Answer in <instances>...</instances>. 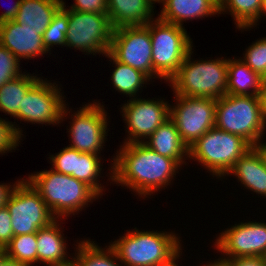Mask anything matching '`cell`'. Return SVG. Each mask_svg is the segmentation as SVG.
<instances>
[{
  "label": "cell",
  "mask_w": 266,
  "mask_h": 266,
  "mask_svg": "<svg viewBox=\"0 0 266 266\" xmlns=\"http://www.w3.org/2000/svg\"><path fill=\"white\" fill-rule=\"evenodd\" d=\"M62 8L68 13V30L65 46L99 56L106 55L111 48L114 28L108 14L79 12Z\"/></svg>",
  "instance_id": "cell-8"
},
{
  "label": "cell",
  "mask_w": 266,
  "mask_h": 266,
  "mask_svg": "<svg viewBox=\"0 0 266 266\" xmlns=\"http://www.w3.org/2000/svg\"><path fill=\"white\" fill-rule=\"evenodd\" d=\"M5 206L11 215L14 236L37 233L56 219L25 178L14 188Z\"/></svg>",
  "instance_id": "cell-10"
},
{
  "label": "cell",
  "mask_w": 266,
  "mask_h": 266,
  "mask_svg": "<svg viewBox=\"0 0 266 266\" xmlns=\"http://www.w3.org/2000/svg\"><path fill=\"white\" fill-rule=\"evenodd\" d=\"M192 50L168 81L174 94L216 100L226 95L228 59L218 57L191 61Z\"/></svg>",
  "instance_id": "cell-4"
},
{
  "label": "cell",
  "mask_w": 266,
  "mask_h": 266,
  "mask_svg": "<svg viewBox=\"0 0 266 266\" xmlns=\"http://www.w3.org/2000/svg\"><path fill=\"white\" fill-rule=\"evenodd\" d=\"M266 16V0H262V8H261V12H260V17L259 19L250 27L252 29V27L257 25V22H259L260 18Z\"/></svg>",
  "instance_id": "cell-46"
},
{
  "label": "cell",
  "mask_w": 266,
  "mask_h": 266,
  "mask_svg": "<svg viewBox=\"0 0 266 266\" xmlns=\"http://www.w3.org/2000/svg\"><path fill=\"white\" fill-rule=\"evenodd\" d=\"M22 179H19L13 183V185H10L11 183H0V208L5 207L6 203L8 202V199L10 198V195L12 194L14 188L17 186V184Z\"/></svg>",
  "instance_id": "cell-38"
},
{
  "label": "cell",
  "mask_w": 266,
  "mask_h": 266,
  "mask_svg": "<svg viewBox=\"0 0 266 266\" xmlns=\"http://www.w3.org/2000/svg\"><path fill=\"white\" fill-rule=\"evenodd\" d=\"M116 152L109 180L143 199L165 189L182 167L175 159L158 154L144 143L122 144Z\"/></svg>",
  "instance_id": "cell-1"
},
{
  "label": "cell",
  "mask_w": 266,
  "mask_h": 266,
  "mask_svg": "<svg viewBox=\"0 0 266 266\" xmlns=\"http://www.w3.org/2000/svg\"><path fill=\"white\" fill-rule=\"evenodd\" d=\"M152 3H154V5H155V3L157 2V3H161L163 0H150Z\"/></svg>",
  "instance_id": "cell-49"
},
{
  "label": "cell",
  "mask_w": 266,
  "mask_h": 266,
  "mask_svg": "<svg viewBox=\"0 0 266 266\" xmlns=\"http://www.w3.org/2000/svg\"><path fill=\"white\" fill-rule=\"evenodd\" d=\"M133 98L121 107L123 120L128 130L126 143H143L166 120L170 118V105L160 98L157 100Z\"/></svg>",
  "instance_id": "cell-14"
},
{
  "label": "cell",
  "mask_w": 266,
  "mask_h": 266,
  "mask_svg": "<svg viewBox=\"0 0 266 266\" xmlns=\"http://www.w3.org/2000/svg\"><path fill=\"white\" fill-rule=\"evenodd\" d=\"M263 259L265 260V262H266V251H265V253L263 254Z\"/></svg>",
  "instance_id": "cell-50"
},
{
  "label": "cell",
  "mask_w": 266,
  "mask_h": 266,
  "mask_svg": "<svg viewBox=\"0 0 266 266\" xmlns=\"http://www.w3.org/2000/svg\"><path fill=\"white\" fill-rule=\"evenodd\" d=\"M158 18L165 22L183 26V22L219 14L211 0H163Z\"/></svg>",
  "instance_id": "cell-19"
},
{
  "label": "cell",
  "mask_w": 266,
  "mask_h": 266,
  "mask_svg": "<svg viewBox=\"0 0 266 266\" xmlns=\"http://www.w3.org/2000/svg\"><path fill=\"white\" fill-rule=\"evenodd\" d=\"M5 248L7 257L10 259L27 266L37 263L36 233L14 236Z\"/></svg>",
  "instance_id": "cell-29"
},
{
  "label": "cell",
  "mask_w": 266,
  "mask_h": 266,
  "mask_svg": "<svg viewBox=\"0 0 266 266\" xmlns=\"http://www.w3.org/2000/svg\"><path fill=\"white\" fill-rule=\"evenodd\" d=\"M75 3L68 7L71 10L87 13L107 14V0H74Z\"/></svg>",
  "instance_id": "cell-35"
},
{
  "label": "cell",
  "mask_w": 266,
  "mask_h": 266,
  "mask_svg": "<svg viewBox=\"0 0 266 266\" xmlns=\"http://www.w3.org/2000/svg\"><path fill=\"white\" fill-rule=\"evenodd\" d=\"M261 8L262 0H227L219 14L229 12L239 30H248L259 19Z\"/></svg>",
  "instance_id": "cell-28"
},
{
  "label": "cell",
  "mask_w": 266,
  "mask_h": 266,
  "mask_svg": "<svg viewBox=\"0 0 266 266\" xmlns=\"http://www.w3.org/2000/svg\"><path fill=\"white\" fill-rule=\"evenodd\" d=\"M176 261L178 262L177 259H175L174 261H163L160 263L152 264L151 266H179L178 263H176Z\"/></svg>",
  "instance_id": "cell-45"
},
{
  "label": "cell",
  "mask_w": 266,
  "mask_h": 266,
  "mask_svg": "<svg viewBox=\"0 0 266 266\" xmlns=\"http://www.w3.org/2000/svg\"><path fill=\"white\" fill-rule=\"evenodd\" d=\"M67 30L68 13L61 7L43 33V45L48 53L51 52V47L54 45H57V47L60 45L61 48L62 46L65 47Z\"/></svg>",
  "instance_id": "cell-30"
},
{
  "label": "cell",
  "mask_w": 266,
  "mask_h": 266,
  "mask_svg": "<svg viewBox=\"0 0 266 266\" xmlns=\"http://www.w3.org/2000/svg\"><path fill=\"white\" fill-rule=\"evenodd\" d=\"M229 174L236 176L245 189L266 197V167L253 147L235 162Z\"/></svg>",
  "instance_id": "cell-22"
},
{
  "label": "cell",
  "mask_w": 266,
  "mask_h": 266,
  "mask_svg": "<svg viewBox=\"0 0 266 266\" xmlns=\"http://www.w3.org/2000/svg\"><path fill=\"white\" fill-rule=\"evenodd\" d=\"M63 2V0H21L14 21L23 28L39 30V34L43 35Z\"/></svg>",
  "instance_id": "cell-21"
},
{
  "label": "cell",
  "mask_w": 266,
  "mask_h": 266,
  "mask_svg": "<svg viewBox=\"0 0 266 266\" xmlns=\"http://www.w3.org/2000/svg\"><path fill=\"white\" fill-rule=\"evenodd\" d=\"M50 155V163H52V169L58 173L72 175L74 173L75 164V149L65 147L61 149L57 154Z\"/></svg>",
  "instance_id": "cell-34"
},
{
  "label": "cell",
  "mask_w": 266,
  "mask_h": 266,
  "mask_svg": "<svg viewBox=\"0 0 266 266\" xmlns=\"http://www.w3.org/2000/svg\"><path fill=\"white\" fill-rule=\"evenodd\" d=\"M202 266H231L226 260L224 259H216L214 261L208 262Z\"/></svg>",
  "instance_id": "cell-42"
},
{
  "label": "cell",
  "mask_w": 266,
  "mask_h": 266,
  "mask_svg": "<svg viewBox=\"0 0 266 266\" xmlns=\"http://www.w3.org/2000/svg\"><path fill=\"white\" fill-rule=\"evenodd\" d=\"M19 66L20 61L0 44V88L7 82L24 74Z\"/></svg>",
  "instance_id": "cell-33"
},
{
  "label": "cell",
  "mask_w": 266,
  "mask_h": 266,
  "mask_svg": "<svg viewBox=\"0 0 266 266\" xmlns=\"http://www.w3.org/2000/svg\"><path fill=\"white\" fill-rule=\"evenodd\" d=\"M76 246L74 258L80 266H122L110 244L102 248L95 241L85 239L79 241Z\"/></svg>",
  "instance_id": "cell-26"
},
{
  "label": "cell",
  "mask_w": 266,
  "mask_h": 266,
  "mask_svg": "<svg viewBox=\"0 0 266 266\" xmlns=\"http://www.w3.org/2000/svg\"><path fill=\"white\" fill-rule=\"evenodd\" d=\"M11 220L7 207L0 208V247H6L14 237Z\"/></svg>",
  "instance_id": "cell-36"
},
{
  "label": "cell",
  "mask_w": 266,
  "mask_h": 266,
  "mask_svg": "<svg viewBox=\"0 0 266 266\" xmlns=\"http://www.w3.org/2000/svg\"><path fill=\"white\" fill-rule=\"evenodd\" d=\"M60 87L56 82L40 78L24 96L18 120L39 125L63 123L65 118H69L68 114H72V110H69L66 100H63L65 95L63 96Z\"/></svg>",
  "instance_id": "cell-9"
},
{
  "label": "cell",
  "mask_w": 266,
  "mask_h": 266,
  "mask_svg": "<svg viewBox=\"0 0 266 266\" xmlns=\"http://www.w3.org/2000/svg\"><path fill=\"white\" fill-rule=\"evenodd\" d=\"M215 249L225 254L221 259L241 256H263L266 251V223L240 222L219 233Z\"/></svg>",
  "instance_id": "cell-15"
},
{
  "label": "cell",
  "mask_w": 266,
  "mask_h": 266,
  "mask_svg": "<svg viewBox=\"0 0 266 266\" xmlns=\"http://www.w3.org/2000/svg\"><path fill=\"white\" fill-rule=\"evenodd\" d=\"M26 180L39 193L52 215L62 221L100 197L86 183L52 168L31 173Z\"/></svg>",
  "instance_id": "cell-2"
},
{
  "label": "cell",
  "mask_w": 266,
  "mask_h": 266,
  "mask_svg": "<svg viewBox=\"0 0 266 266\" xmlns=\"http://www.w3.org/2000/svg\"><path fill=\"white\" fill-rule=\"evenodd\" d=\"M215 127L239 135L251 146L265 139L266 123L258 96L224 95L217 99Z\"/></svg>",
  "instance_id": "cell-7"
},
{
  "label": "cell",
  "mask_w": 266,
  "mask_h": 266,
  "mask_svg": "<svg viewBox=\"0 0 266 266\" xmlns=\"http://www.w3.org/2000/svg\"><path fill=\"white\" fill-rule=\"evenodd\" d=\"M50 266H80V265L77 262V260L74 257H72V259H70L69 261H67L65 263H59V264H54V265H50Z\"/></svg>",
  "instance_id": "cell-44"
},
{
  "label": "cell",
  "mask_w": 266,
  "mask_h": 266,
  "mask_svg": "<svg viewBox=\"0 0 266 266\" xmlns=\"http://www.w3.org/2000/svg\"><path fill=\"white\" fill-rule=\"evenodd\" d=\"M0 44L6 47L19 61L31 59L48 53L43 45V35L39 30L21 27L17 22L0 24Z\"/></svg>",
  "instance_id": "cell-16"
},
{
  "label": "cell",
  "mask_w": 266,
  "mask_h": 266,
  "mask_svg": "<svg viewBox=\"0 0 266 266\" xmlns=\"http://www.w3.org/2000/svg\"><path fill=\"white\" fill-rule=\"evenodd\" d=\"M21 0H17L14 2L12 6H10L6 11L2 12L0 15V24L7 21L15 20L17 16V12L20 6Z\"/></svg>",
  "instance_id": "cell-39"
},
{
  "label": "cell",
  "mask_w": 266,
  "mask_h": 266,
  "mask_svg": "<svg viewBox=\"0 0 266 266\" xmlns=\"http://www.w3.org/2000/svg\"><path fill=\"white\" fill-rule=\"evenodd\" d=\"M251 148L241 136L213 127L188 147V159L201 163L213 177L223 179Z\"/></svg>",
  "instance_id": "cell-6"
},
{
  "label": "cell",
  "mask_w": 266,
  "mask_h": 266,
  "mask_svg": "<svg viewBox=\"0 0 266 266\" xmlns=\"http://www.w3.org/2000/svg\"><path fill=\"white\" fill-rule=\"evenodd\" d=\"M262 84L263 77L240 58H228L226 95L258 96Z\"/></svg>",
  "instance_id": "cell-23"
},
{
  "label": "cell",
  "mask_w": 266,
  "mask_h": 266,
  "mask_svg": "<svg viewBox=\"0 0 266 266\" xmlns=\"http://www.w3.org/2000/svg\"><path fill=\"white\" fill-rule=\"evenodd\" d=\"M145 26L152 42L153 79L160 78L168 83L193 48V40L183 26L158 17Z\"/></svg>",
  "instance_id": "cell-5"
},
{
  "label": "cell",
  "mask_w": 266,
  "mask_h": 266,
  "mask_svg": "<svg viewBox=\"0 0 266 266\" xmlns=\"http://www.w3.org/2000/svg\"><path fill=\"white\" fill-rule=\"evenodd\" d=\"M263 83H266V74H265V76L263 77Z\"/></svg>",
  "instance_id": "cell-51"
},
{
  "label": "cell",
  "mask_w": 266,
  "mask_h": 266,
  "mask_svg": "<svg viewBox=\"0 0 266 266\" xmlns=\"http://www.w3.org/2000/svg\"><path fill=\"white\" fill-rule=\"evenodd\" d=\"M7 257V252L5 247H0V266Z\"/></svg>",
  "instance_id": "cell-47"
},
{
  "label": "cell",
  "mask_w": 266,
  "mask_h": 266,
  "mask_svg": "<svg viewBox=\"0 0 266 266\" xmlns=\"http://www.w3.org/2000/svg\"><path fill=\"white\" fill-rule=\"evenodd\" d=\"M95 100L83 105L71 115L69 129L71 138L68 147L80 151L99 155L107 140L108 118L104 105Z\"/></svg>",
  "instance_id": "cell-11"
},
{
  "label": "cell",
  "mask_w": 266,
  "mask_h": 266,
  "mask_svg": "<svg viewBox=\"0 0 266 266\" xmlns=\"http://www.w3.org/2000/svg\"><path fill=\"white\" fill-rule=\"evenodd\" d=\"M110 62L114 63V70L111 72L112 85L116 91L129 96L130 99L139 96V91L147 84L150 79L141 71L129 65L120 63L109 52L105 55ZM138 94V96H137Z\"/></svg>",
  "instance_id": "cell-25"
},
{
  "label": "cell",
  "mask_w": 266,
  "mask_h": 266,
  "mask_svg": "<svg viewBox=\"0 0 266 266\" xmlns=\"http://www.w3.org/2000/svg\"><path fill=\"white\" fill-rule=\"evenodd\" d=\"M240 58L254 72H257L261 77L266 74V37L256 40L244 51Z\"/></svg>",
  "instance_id": "cell-31"
},
{
  "label": "cell",
  "mask_w": 266,
  "mask_h": 266,
  "mask_svg": "<svg viewBox=\"0 0 266 266\" xmlns=\"http://www.w3.org/2000/svg\"><path fill=\"white\" fill-rule=\"evenodd\" d=\"M220 9L227 0H211Z\"/></svg>",
  "instance_id": "cell-48"
},
{
  "label": "cell",
  "mask_w": 266,
  "mask_h": 266,
  "mask_svg": "<svg viewBox=\"0 0 266 266\" xmlns=\"http://www.w3.org/2000/svg\"><path fill=\"white\" fill-rule=\"evenodd\" d=\"M153 4L150 0H107V14L114 29L143 26L154 19Z\"/></svg>",
  "instance_id": "cell-17"
},
{
  "label": "cell",
  "mask_w": 266,
  "mask_h": 266,
  "mask_svg": "<svg viewBox=\"0 0 266 266\" xmlns=\"http://www.w3.org/2000/svg\"><path fill=\"white\" fill-rule=\"evenodd\" d=\"M174 98V105H170V119L175 123L182 141L189 147L215 127L217 100L180 95Z\"/></svg>",
  "instance_id": "cell-12"
},
{
  "label": "cell",
  "mask_w": 266,
  "mask_h": 266,
  "mask_svg": "<svg viewBox=\"0 0 266 266\" xmlns=\"http://www.w3.org/2000/svg\"><path fill=\"white\" fill-rule=\"evenodd\" d=\"M109 53L120 63L153 79L152 42L150 31L145 25L114 29Z\"/></svg>",
  "instance_id": "cell-13"
},
{
  "label": "cell",
  "mask_w": 266,
  "mask_h": 266,
  "mask_svg": "<svg viewBox=\"0 0 266 266\" xmlns=\"http://www.w3.org/2000/svg\"><path fill=\"white\" fill-rule=\"evenodd\" d=\"M143 143L162 156L175 159L186 165L188 146L182 141L175 123L169 118L160 125ZM185 156V157H184Z\"/></svg>",
  "instance_id": "cell-20"
},
{
  "label": "cell",
  "mask_w": 266,
  "mask_h": 266,
  "mask_svg": "<svg viewBox=\"0 0 266 266\" xmlns=\"http://www.w3.org/2000/svg\"><path fill=\"white\" fill-rule=\"evenodd\" d=\"M14 121H7L0 117V154L12 152L19 147V142L22 140V129H20Z\"/></svg>",
  "instance_id": "cell-32"
},
{
  "label": "cell",
  "mask_w": 266,
  "mask_h": 266,
  "mask_svg": "<svg viewBox=\"0 0 266 266\" xmlns=\"http://www.w3.org/2000/svg\"><path fill=\"white\" fill-rule=\"evenodd\" d=\"M101 166L103 165L99 155L81 153L75 150L74 173L71 176L89 185L100 198H102L104 191V186H101L98 180L100 177H104L101 176Z\"/></svg>",
  "instance_id": "cell-27"
},
{
  "label": "cell",
  "mask_w": 266,
  "mask_h": 266,
  "mask_svg": "<svg viewBox=\"0 0 266 266\" xmlns=\"http://www.w3.org/2000/svg\"><path fill=\"white\" fill-rule=\"evenodd\" d=\"M260 139L257 143H255L252 147L256 150V152L261 157L265 167H266V142L263 143V140Z\"/></svg>",
  "instance_id": "cell-41"
},
{
  "label": "cell",
  "mask_w": 266,
  "mask_h": 266,
  "mask_svg": "<svg viewBox=\"0 0 266 266\" xmlns=\"http://www.w3.org/2000/svg\"><path fill=\"white\" fill-rule=\"evenodd\" d=\"M25 72L0 88V112L18 120V111L27 91L41 78Z\"/></svg>",
  "instance_id": "cell-24"
},
{
  "label": "cell",
  "mask_w": 266,
  "mask_h": 266,
  "mask_svg": "<svg viewBox=\"0 0 266 266\" xmlns=\"http://www.w3.org/2000/svg\"><path fill=\"white\" fill-rule=\"evenodd\" d=\"M1 266H27V265L6 257Z\"/></svg>",
  "instance_id": "cell-43"
},
{
  "label": "cell",
  "mask_w": 266,
  "mask_h": 266,
  "mask_svg": "<svg viewBox=\"0 0 266 266\" xmlns=\"http://www.w3.org/2000/svg\"><path fill=\"white\" fill-rule=\"evenodd\" d=\"M258 97L260 101L262 117L264 119V122L266 123V83L262 84Z\"/></svg>",
  "instance_id": "cell-40"
},
{
  "label": "cell",
  "mask_w": 266,
  "mask_h": 266,
  "mask_svg": "<svg viewBox=\"0 0 266 266\" xmlns=\"http://www.w3.org/2000/svg\"><path fill=\"white\" fill-rule=\"evenodd\" d=\"M179 238L173 231H141L135 227L109 244L124 266H151L179 259L182 255Z\"/></svg>",
  "instance_id": "cell-3"
},
{
  "label": "cell",
  "mask_w": 266,
  "mask_h": 266,
  "mask_svg": "<svg viewBox=\"0 0 266 266\" xmlns=\"http://www.w3.org/2000/svg\"><path fill=\"white\" fill-rule=\"evenodd\" d=\"M224 260L231 266H266V262L261 256H241Z\"/></svg>",
  "instance_id": "cell-37"
},
{
  "label": "cell",
  "mask_w": 266,
  "mask_h": 266,
  "mask_svg": "<svg viewBox=\"0 0 266 266\" xmlns=\"http://www.w3.org/2000/svg\"><path fill=\"white\" fill-rule=\"evenodd\" d=\"M55 219L48 226L40 228L36 233L37 238V262L44 266H50L69 261L72 256L67 255L66 238L62 226ZM61 226V227H60Z\"/></svg>",
  "instance_id": "cell-18"
}]
</instances>
